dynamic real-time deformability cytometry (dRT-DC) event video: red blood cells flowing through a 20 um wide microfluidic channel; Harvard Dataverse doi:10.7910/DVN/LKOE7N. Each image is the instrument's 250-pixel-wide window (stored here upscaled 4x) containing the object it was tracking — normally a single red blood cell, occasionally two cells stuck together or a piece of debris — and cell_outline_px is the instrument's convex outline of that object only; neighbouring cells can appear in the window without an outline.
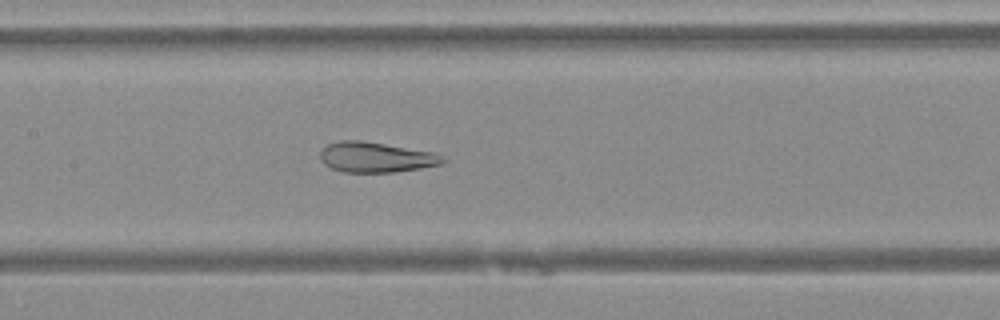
{"species": "Egyptian fruit bat (a non-hibernating species)", "species_latin": "Rousettus aegyptiacus", "temperature_condition": "warm", "stored_images_in_passage": 37, "camera_frame_rate_fps": 3000, "um_per_image_px": 0.085, "animal": {"sex": "female"}, "frame": {"image": 1, "passage_image": 11, "time_ms": 3.333, "image_size_px": [1000, 320], "cell_outline_px": [[448, 160], [440, 164], [420, 168], [396, 172], [344, 172], [332, 168], [324, 164], [320, 160], [320, 152], [328, 144], [340, 140], [360, 140], [432, 152]], "centroid_in_image_um": [31.92, 13.37], "position_along_channel_um": 175.5, "area_um2": 21.39}}
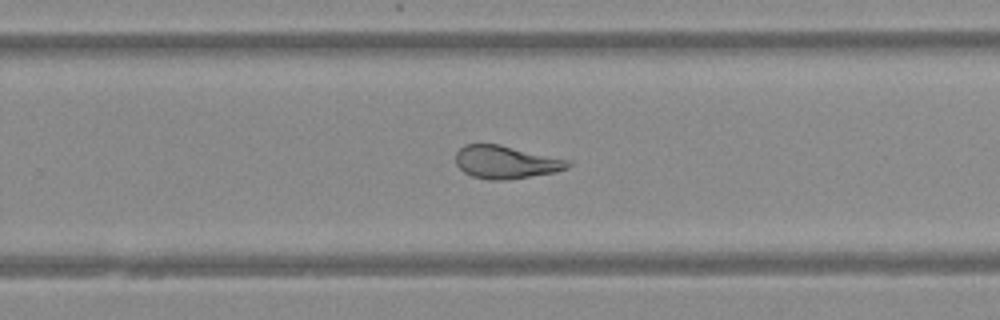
{"frame": {"image": 2, "passage_image": 19, "time_ms": 6.0, "image_size_px": [1000, 320], "cell_outline_px": [[572, 164], [568, 168], [556, 172], [504, 180], [492, 180], [472, 176], [464, 172], [456, 164], [456, 152], [464, 144], [500, 144], [572, 160]], "centroid_in_image_um": [43.04, 13.77], "position_along_channel_um": 286.8, "area_um2": 21.68}}
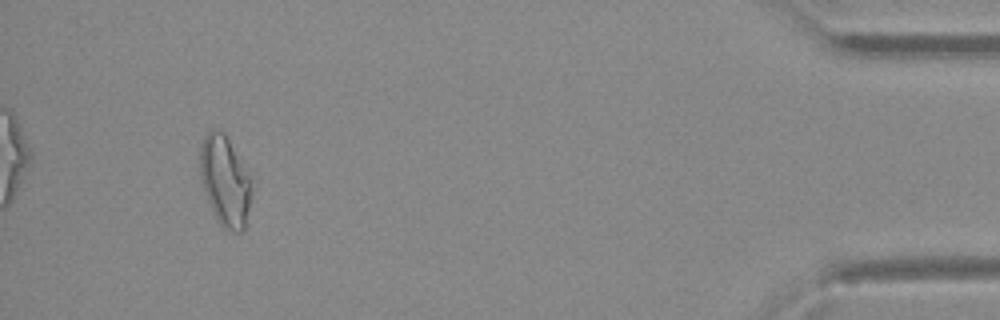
{"frame": {"image": 3, "passage_image": 33, "time_ms": 10.667, "image_size_px": [1000, 320], "cell_outline_px": [[252, 196], [244, 228], [240, 232], [232, 232], [224, 228], [220, 224], [208, 200], [200, 180], [200, 148], [204, 136], [208, 132], [216, 128], [224, 132], [248, 176], [252, 188]], "centroid_in_image_um": [19.11, 15.4], "position_along_channel_um": 416.1, "area_um2": 26.53}}